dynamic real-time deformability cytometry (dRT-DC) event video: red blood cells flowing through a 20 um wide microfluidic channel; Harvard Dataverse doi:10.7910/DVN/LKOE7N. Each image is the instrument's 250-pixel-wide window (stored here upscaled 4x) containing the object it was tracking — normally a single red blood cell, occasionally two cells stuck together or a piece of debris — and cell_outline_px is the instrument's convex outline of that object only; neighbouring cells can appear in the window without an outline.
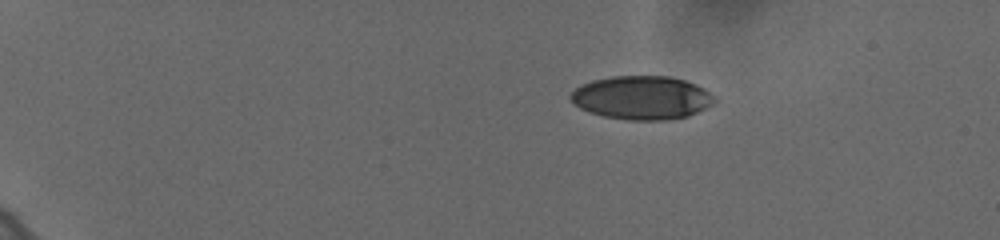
{"species": "human", "species_latin": "Homo sapiens", "temperature_condition": "cold", "stored_images_in_passage": 48, "camera_frame_rate_fps": 3000, "um_per_image_px": 0.085, "donor": {"sex": "female"}, "frame": {"image": 1, "passage_image": 1, "time_ms": 0.0, "image_size_px": [1000, 240], "cell_outline_px": [[720, 100], [688, 116], [668, 120], [628, 120], [604, 116], [580, 108], [568, 96], [580, 84], [592, 80], [612, 76], [672, 76], [696, 84], [704, 88]], "centroid_in_image_um": [54.58, 8.29], "position_along_channel_um": 30.4, "area_um2": 36.59}}
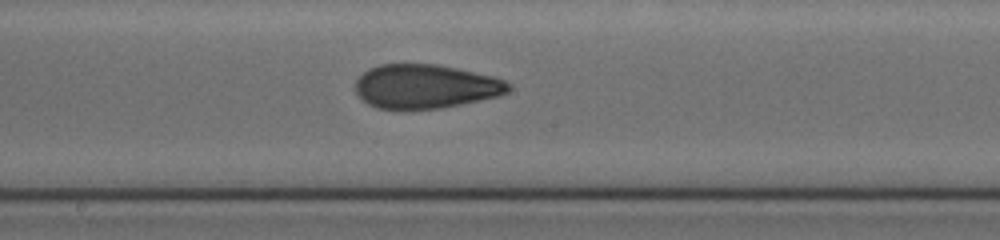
{"frame": {"image": 2, "passage_image": 25, "time_ms": 8.0, "image_size_px": [1000, 240], "cell_outline_px": [[512, 88], [508, 92], [500, 96], [440, 108], [376, 108], [368, 104], [356, 92], [356, 80], [368, 68], [380, 64], [436, 64], [456, 68], [492, 76], [504, 80], [512, 84]], "centroid_in_image_um": [36.19, 7.33], "position_along_channel_um": 212.0, "area_um2": 39.02}}
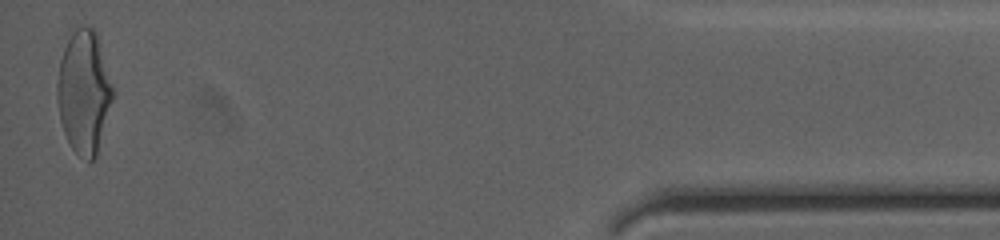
{"frame": {"image": 3, "passage_image": 48, "time_ms": 15.667, "image_size_px": [1000, 240], "cell_outline_px": [[116, 92], [96, 156], [88, 164], [72, 148], [64, 132], [60, 120], [56, 100], [56, 84], [60, 60], [68, 28], [92, 28], [96, 32]], "centroid_in_image_um": [7.13, 7.79], "position_along_channel_um": 428.1, "area_um2": 40.81}, "authors_computed_cell_mechanics": {"area_um2": 38.437, "velocity_mm_per_s": 3.6407, "shape_relaxation_time_tau1_ms": 5.4186, "shape_relaxation_time_tau2_ms": 1.6822, "deformation_change_tau1": 0.1826, "deformation_change_tau2": 0.0838}}